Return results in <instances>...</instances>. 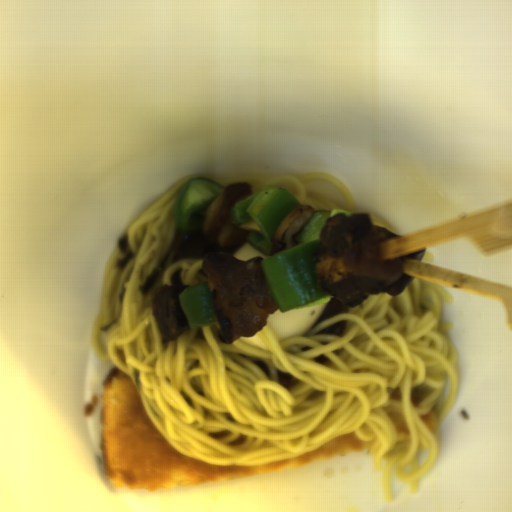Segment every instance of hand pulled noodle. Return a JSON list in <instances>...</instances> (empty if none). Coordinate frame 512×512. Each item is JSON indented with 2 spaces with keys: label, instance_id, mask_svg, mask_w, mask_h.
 <instances>
[{
  "label": "hand pulled noodle",
  "instance_id": "hand-pulled-noodle-1",
  "mask_svg": "<svg viewBox=\"0 0 512 512\" xmlns=\"http://www.w3.org/2000/svg\"><path fill=\"white\" fill-rule=\"evenodd\" d=\"M186 175L119 236L106 264L92 329L95 356L135 384L144 409L183 456L219 466L264 465L356 433L393 502L391 475L419 492L437 460L441 424L460 376L441 305L455 297L411 277L399 296L383 292L355 306L333 296L311 329L279 341L266 324L232 344L217 323L189 327L163 344L152 298L163 285L208 281L203 261L271 257L248 238L219 247L200 230H177L174 211Z\"/></svg>",
  "mask_w": 512,
  "mask_h": 512
},
{
  "label": "hand pulled noodle",
  "instance_id": "hand-pulled-noodle-2",
  "mask_svg": "<svg viewBox=\"0 0 512 512\" xmlns=\"http://www.w3.org/2000/svg\"><path fill=\"white\" fill-rule=\"evenodd\" d=\"M236 182L248 183L251 194L269 185L287 188L297 198L300 205H311L315 212L343 209L349 211L351 215H371L374 224L397 236L394 227L378 214L357 210L343 181L330 173L259 174L225 179L217 183L226 188L230 183Z\"/></svg>",
  "mask_w": 512,
  "mask_h": 512
}]
</instances>
